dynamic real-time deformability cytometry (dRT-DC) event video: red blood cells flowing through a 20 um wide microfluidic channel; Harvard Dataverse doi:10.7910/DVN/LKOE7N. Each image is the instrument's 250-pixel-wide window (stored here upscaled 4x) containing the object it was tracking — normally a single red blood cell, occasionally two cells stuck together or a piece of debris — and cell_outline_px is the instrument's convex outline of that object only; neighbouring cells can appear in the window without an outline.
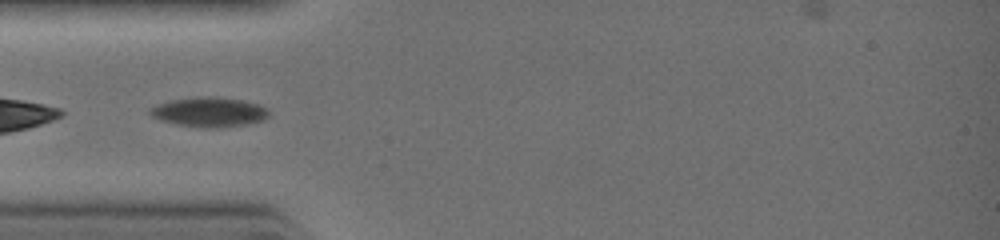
{"species": "common noctule bat (a hibernating species)", "species_latin": "Nyctalus noctula", "temperature_condition": "warm", "stored_images_in_passage": 20, "camera_frame_rate_fps": 3000, "um_per_image_px": 0.085, "animal": {"sex": "female", "body_mass_g": 19.0, "forearm_length_mm": 51.5}, "frame": {"image": 1, "passage_image": 1, "time_ms": 0.0, "image_size_px": [1000, 240], "cell_outline_px": [[268, 116], [264, 120], [244, 124], [212, 128], [200, 128], [176, 124], [160, 120], [152, 116], [148, 112], [148, 108], [156, 104], [168, 100], [196, 96], [212, 96], [244, 100], [260, 104], [268, 108]], "centroid_in_image_um": [17.74, 9.5], "position_along_channel_um": 67.3, "area_um2": 20.87}}
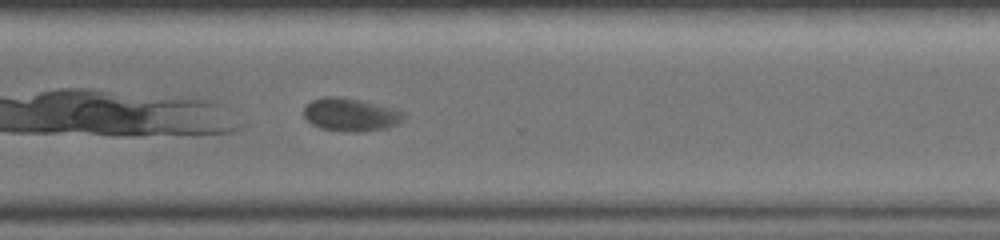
{"frame": {"image": 2, "passage_image": 15, "time_ms": 4.667, "image_size_px": [1000, 240], "cell_outline_px": [[408, 116], [404, 120], [388, 128], [360, 132], [344, 132], [320, 128], [312, 124], [304, 116], [304, 108], [312, 100], [324, 96], [336, 96], [360, 100], [408, 112]], "centroid_in_image_um": [29.85, 9.76], "position_along_channel_um": 340.7, "area_um2": 19.48}}